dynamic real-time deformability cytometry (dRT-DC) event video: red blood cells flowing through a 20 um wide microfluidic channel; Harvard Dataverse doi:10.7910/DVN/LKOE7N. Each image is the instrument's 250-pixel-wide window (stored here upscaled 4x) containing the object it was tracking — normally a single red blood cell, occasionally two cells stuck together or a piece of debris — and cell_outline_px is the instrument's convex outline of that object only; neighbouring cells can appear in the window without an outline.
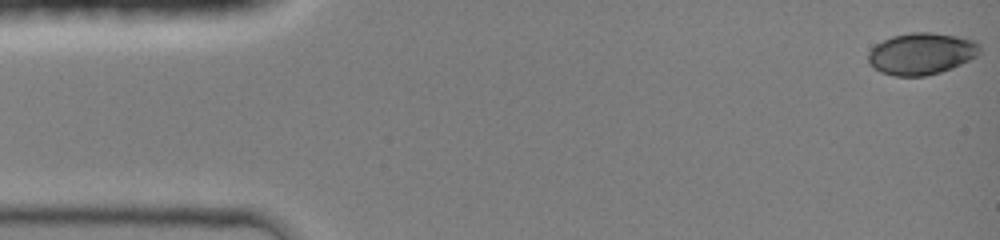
{"species": "common noctule bat (a hibernating species)", "species_latin": "Nyctalus noctula", "temperature_condition": "room temperature", "stored_images_in_passage": 44, "camera_frame_rate_fps": 3000, "um_per_image_px": 0.085, "animal": {"sex": "female", "body_mass_g": 19.0, "forearm_length_mm": 51.5}, "frame": {"image": 1, "passage_image": 1, "time_ms": 0.0, "image_size_px": [1000, 240], "cell_outline_px": [[980, 52], [976, 56], [952, 68], [940, 72], [924, 76], [896, 76], [880, 72], [872, 68], [868, 64], [868, 52], [876, 44], [892, 36], [912, 32], [932, 32], [956, 36], [976, 40], [980, 44]], "centroid_in_image_um": [78.3, 4.56], "position_along_channel_um": 6.7, "area_um2": 27.28}}
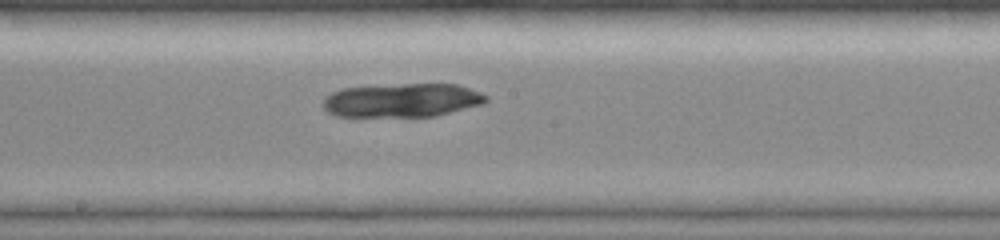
{"frame": {"image": 2, "passage_image": 24, "time_ms": 7.667, "image_size_px": [1000, 240], "cell_outline_px": [[488, 100], [484, 104], [436, 116], [336, 116], [328, 112], [320, 104], [332, 92], [340, 88], [404, 84], [456, 84], [480, 92], [488, 96]], "centroid_in_image_um": [34.19, 8.52], "position_along_channel_um": 214.0, "area_um2": 32.02}}
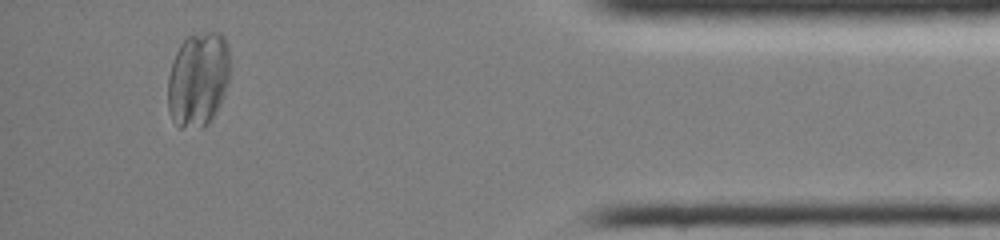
{"frame": {"image": 3, "passage_image": 41, "time_ms": 13.333, "image_size_px": [1000, 240], "cell_outline_px": [[228, 80], [220, 104], [216, 112], [204, 128], [180, 128], [172, 120], [168, 112], [168, 76], [176, 52], [180, 44], [188, 36], [204, 32], [220, 32], [224, 36], [228, 44]], "centroid_in_image_um": [16.82, 6.76], "position_along_channel_um": 418.4, "area_um2": 34.39}}